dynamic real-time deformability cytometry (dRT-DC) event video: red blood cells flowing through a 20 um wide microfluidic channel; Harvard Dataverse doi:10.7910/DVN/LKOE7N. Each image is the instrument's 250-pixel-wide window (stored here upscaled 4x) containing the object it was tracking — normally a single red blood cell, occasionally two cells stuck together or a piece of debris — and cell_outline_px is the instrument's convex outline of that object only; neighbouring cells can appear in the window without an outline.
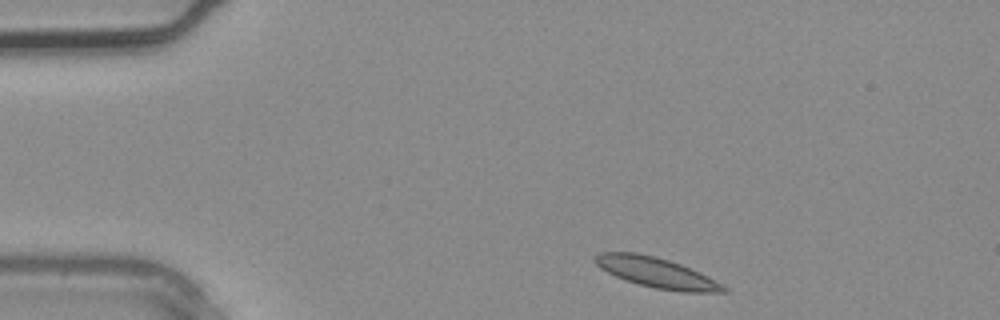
{"species": "common noctule bat (a hibernating species)", "species_latin": "Nyctalus noctula", "temperature_condition": "warm", "stored_images_in_passage": 3, "segment_of_instrument_passage": [2, 2], "camera_frame_rate_fps": 3000, "um_per_image_px": 0.085, "animal": {"sex": "male", "body_mass_g": 20.4}, "frame": {"image": 1, "passage_image": 3, "time_ms": 0.667, "image_size_px": [1000, 320], "cell_outline_px": [[728, 292], [680, 292], [656, 288], [624, 280], [600, 268], [592, 260], [592, 256], [600, 252], [636, 252], [656, 256], [680, 264], [700, 272], [708, 276], [728, 288]], "centroid_in_image_um": [55.78, 23.16], "position_along_channel_um": 29.2, "area_um2": 22.66}}